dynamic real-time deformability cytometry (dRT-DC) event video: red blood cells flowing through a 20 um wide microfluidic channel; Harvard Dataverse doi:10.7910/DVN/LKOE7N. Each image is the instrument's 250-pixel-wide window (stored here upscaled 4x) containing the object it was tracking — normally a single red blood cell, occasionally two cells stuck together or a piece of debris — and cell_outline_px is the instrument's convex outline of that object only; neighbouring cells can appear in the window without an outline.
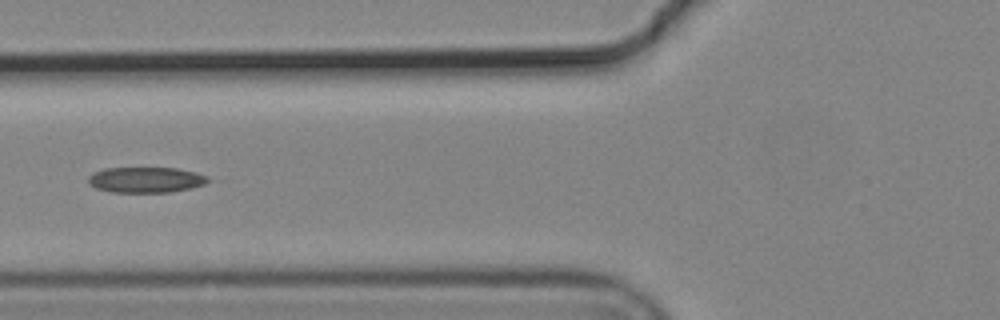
{"species": "common noctule bat (a hibernating species)", "species_latin": "Nyctalus noctula", "temperature_condition": "cold", "stored_images_in_passage": 7, "camera_frame_rate_fps": 3000, "um_per_image_px": 0.085, "animal": {"sex": "male", "body_mass_g": 19.2, "forearm_length_mm": 51.8}, "frame": {"image": 1, "passage_image": 4, "time_ms": 1.0, "image_size_px": [1000, 320], "cell_outline_px": [[208, 180], [204, 184], [192, 188], [168, 192], [112, 192], [96, 188], [88, 184], [88, 176], [92, 172], [104, 168], [176, 168], [196, 172], [208, 176]], "centroid_in_image_um": [12.36, 15.28], "position_along_channel_um": 113.4, "area_um2": 17.92}}
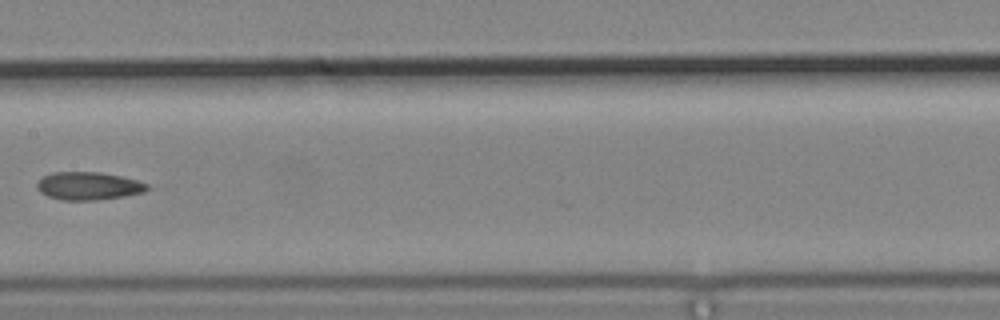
{"frame": {"image": 2, "passage_image": 6, "time_ms": 1.667, "image_size_px": [1000, 320], "cell_outline_px": [[148, 188], [144, 192], [124, 196], [96, 200], [60, 200], [48, 196], [40, 192], [36, 188], [36, 184], [44, 176], [52, 172], [100, 172], [120, 176], [136, 180], [148, 184]], "centroid_in_image_um": [7.49, 15.81], "position_along_channel_um": 199.9, "area_um2": 17.86}}
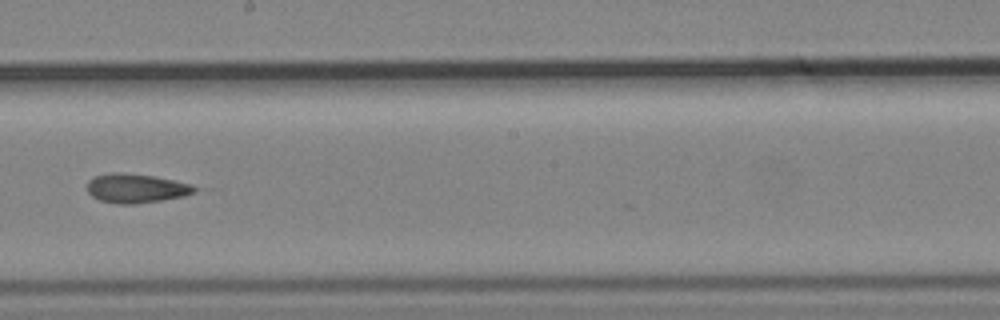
{"frame": {"image": 3, "passage_image": 7, "time_ms": 2.0, "image_size_px": [1000, 320], "cell_outline_px": [[196, 188], [192, 192], [184, 196], [160, 200], [132, 204], [120, 204], [100, 200], [92, 196], [88, 192], [88, 180], [92, 176], [112, 172], [120, 172], [152, 176], [192, 184]], "centroid_in_image_um": [11.51, 15.99], "position_along_channel_um": 236.7, "area_um2": 17.98}}